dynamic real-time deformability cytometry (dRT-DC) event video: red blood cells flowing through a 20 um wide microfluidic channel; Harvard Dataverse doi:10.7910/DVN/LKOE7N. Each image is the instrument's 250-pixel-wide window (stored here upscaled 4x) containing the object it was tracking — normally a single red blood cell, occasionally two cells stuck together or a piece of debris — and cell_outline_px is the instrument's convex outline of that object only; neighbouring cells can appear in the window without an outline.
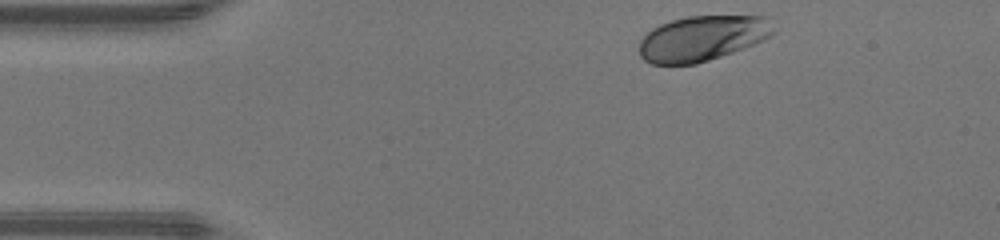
{"species": "human", "species_latin": "Homo sapiens", "temperature_condition": "warm", "stored_images_in_passage": 34, "camera_frame_rate_fps": 3000, "um_per_image_px": 0.085, "donor": {"sex": "male"}, "frame": {"image": 1, "passage_image": 1, "time_ms": 0.0, "image_size_px": [1000, 240], "cell_outline_px": [[776, 32], [772, 36], [764, 40], [744, 48], [696, 64], [652, 64], [644, 60], [640, 56], [640, 40], [652, 28], [660, 24], [672, 20], [688, 16], [768, 16]], "centroid_in_image_um": [59.72, 3.25], "position_along_channel_um": 25.3, "area_um2": 35.49}}
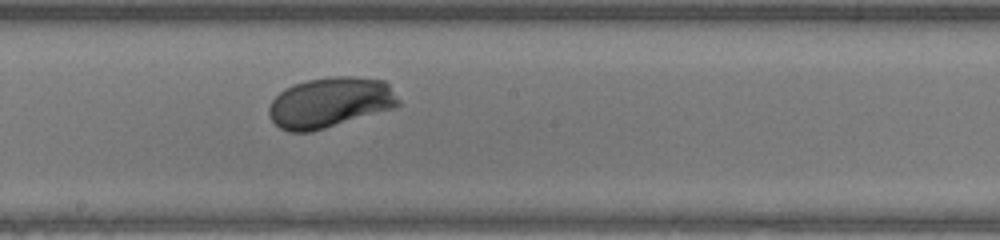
{"frame": {"image": 2, "passage_image": 19, "time_ms": 6.0, "image_size_px": [1000, 240], "cell_outline_px": [[400, 104], [396, 108], [312, 132], [288, 132], [280, 128], [268, 116], [268, 108], [272, 100], [284, 88], [292, 84], [308, 80], [328, 76], [352, 76], [384, 80], [388, 84], [400, 100]], "centroid_in_image_um": [28.05, 8.71], "position_along_channel_um": 220.1, "area_um2": 38.44}}
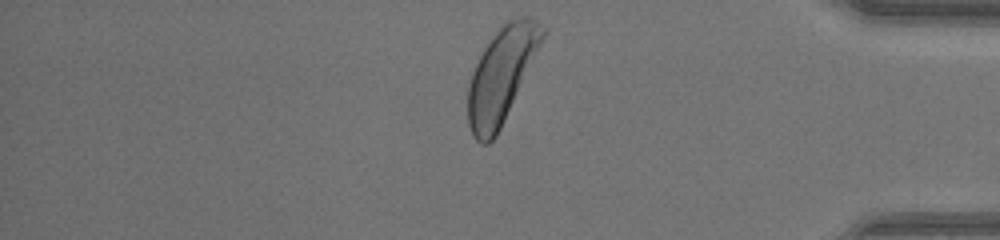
{"frame": {"image": 3, "passage_image": 33, "time_ms": 10.667, "image_size_px": [1000, 240], "cell_outline_px": [[544, 36], [500, 128], [496, 136], [488, 144], [480, 144], [472, 136], [468, 124], [468, 84], [472, 72], [484, 48], [500, 24], [504, 20], [524, 16], [528, 16], [536, 20], [544, 28]], "centroid_in_image_um": [42.58, 6.36], "position_along_channel_um": 392.6, "area_um2": 40.4}, "authors_computed_cell_mechanics": {"area_um2": 36.8475, "velocity_mm_per_s": 4.3583, "shape_relaxation_time_tau1_ms": 2.349, "shape_relaxation_time_tau2_ms": null, "deformation_change_tau1": 0.1514, "deformation_change_tau2": null}}